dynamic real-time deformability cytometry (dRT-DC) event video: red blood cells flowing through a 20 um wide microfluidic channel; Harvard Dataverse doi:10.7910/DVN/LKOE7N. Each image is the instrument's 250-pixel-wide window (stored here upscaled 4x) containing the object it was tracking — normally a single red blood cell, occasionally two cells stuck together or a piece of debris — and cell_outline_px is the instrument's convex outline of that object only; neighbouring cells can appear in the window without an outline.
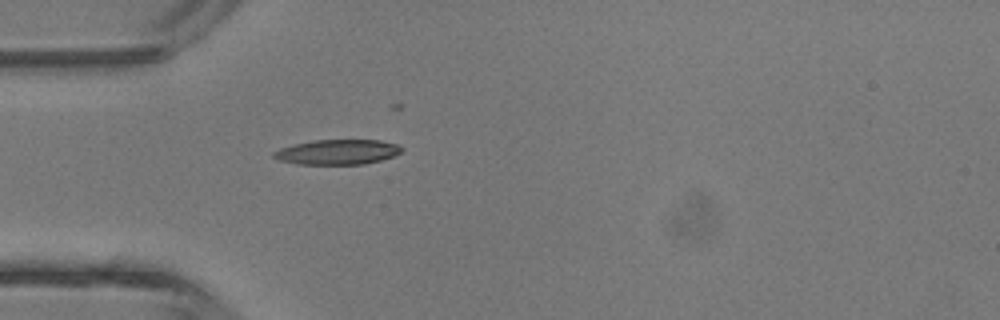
{"species": "common noctule bat (a hibernating species)", "species_latin": "Nyctalus noctula", "temperature_condition": "room temperature", "stored_images_in_passage": 1, "camera_frame_rate_fps": 3000, "um_per_image_px": 0.085, "animal": {"sex": "male", "body_mass_g": 13.3}, "frame": {"image": 1, "passage_image": 1, "time_ms": 0.0, "image_size_px": [1000, 320], "cell_outline_px": [[404, 148], [400, 152], [392, 156], [380, 160], [364, 164], [296, 164], [280, 160], [272, 156], [272, 152], [280, 148], [292, 144], [316, 140], [380, 140], [396, 144]], "centroid_in_image_um": [28.65, 12.92], "position_along_channel_um": 56.3, "area_um2": 18.55}}